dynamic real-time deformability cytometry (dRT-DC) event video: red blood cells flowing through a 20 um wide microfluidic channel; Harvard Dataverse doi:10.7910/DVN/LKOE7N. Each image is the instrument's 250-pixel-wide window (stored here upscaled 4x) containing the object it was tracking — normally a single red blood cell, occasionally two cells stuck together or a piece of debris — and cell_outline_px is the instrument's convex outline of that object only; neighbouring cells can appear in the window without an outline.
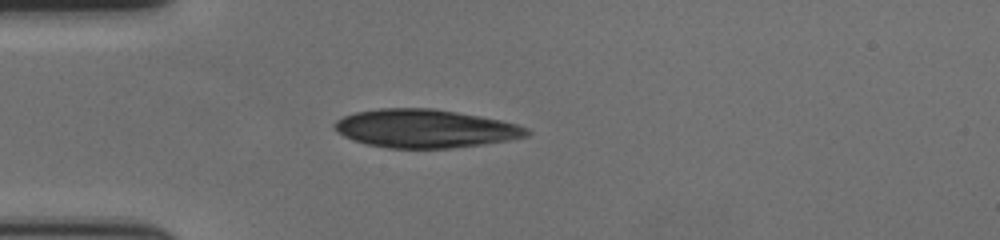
{"species": "human", "species_latin": "Homo sapiens", "temperature_condition": "cold", "stored_images_in_passage": 43, "camera_frame_rate_fps": 3000, "um_per_image_px": 0.085, "donor": {"sex": "female"}, "frame": {"image": 1, "passage_image": 1, "time_ms": 0.0, "image_size_px": [1000, 240], "cell_outline_px": [[532, 132], [528, 136], [508, 140], [484, 144], [452, 148], [388, 148], [364, 144], [352, 140], [336, 132], [332, 124], [336, 120], [344, 116], [356, 112], [380, 108], [432, 108], [480, 116], [500, 120], [516, 124], [528, 128]], "centroid_in_image_um": [36.11, 10.93], "position_along_channel_um": 48.9, "area_um2": 43.12}}
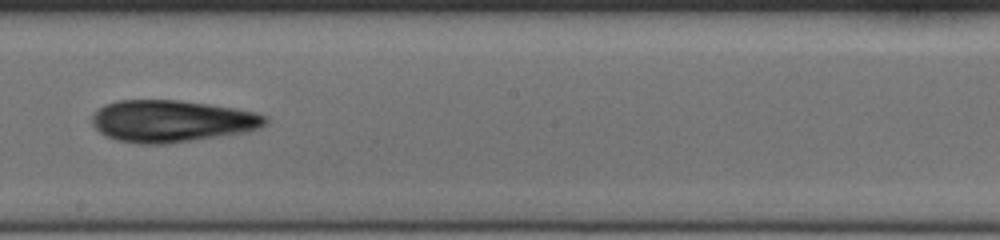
{"frame": {"image": 2, "passage_image": 18, "time_ms": 5.667, "image_size_px": [1000, 240], "cell_outline_px": [[268, 124], [260, 128], [244, 132], [164, 144], [140, 144], [116, 140], [100, 132], [92, 124], [92, 112], [104, 104], [116, 100], [176, 100], [208, 104], [236, 108], [268, 116]], "centroid_in_image_um": [14.57, 10.28], "position_along_channel_um": 233.6, "area_um2": 42.31}}
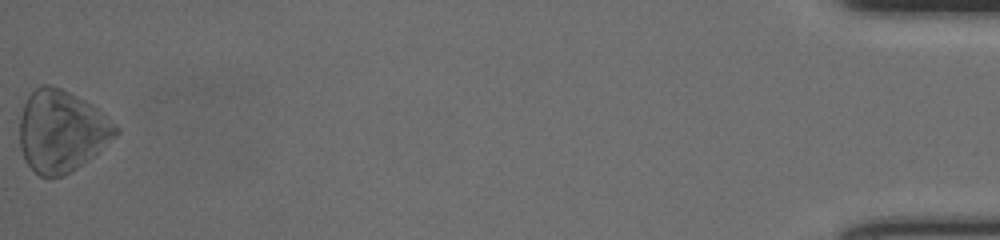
{"frame": {"image": 3, "passage_image": 43, "time_ms": 14.0, "image_size_px": [1000, 240], "cell_outline_px": [[120, 132], [116, 136], [88, 160], [64, 176], [40, 176], [24, 160], [20, 148], [20, 120], [24, 104], [28, 96], [36, 88], [44, 84], [48, 84], [60, 88], [92, 104], [116, 124], [120, 128]], "centroid_in_image_um": [5.24, 11.14], "position_along_channel_um": 430.0, "area_um2": 45.43}, "authors_computed_cell_mechanics": {"area_um2": 41.9628, "velocity_mm_per_s": 3.5375, "shape_relaxation_time_tau1_ms": 2.4426, "shape_relaxation_time_tau2_ms": null, "deformation_change_tau1": 0.0972, "deformation_change_tau2": null}}